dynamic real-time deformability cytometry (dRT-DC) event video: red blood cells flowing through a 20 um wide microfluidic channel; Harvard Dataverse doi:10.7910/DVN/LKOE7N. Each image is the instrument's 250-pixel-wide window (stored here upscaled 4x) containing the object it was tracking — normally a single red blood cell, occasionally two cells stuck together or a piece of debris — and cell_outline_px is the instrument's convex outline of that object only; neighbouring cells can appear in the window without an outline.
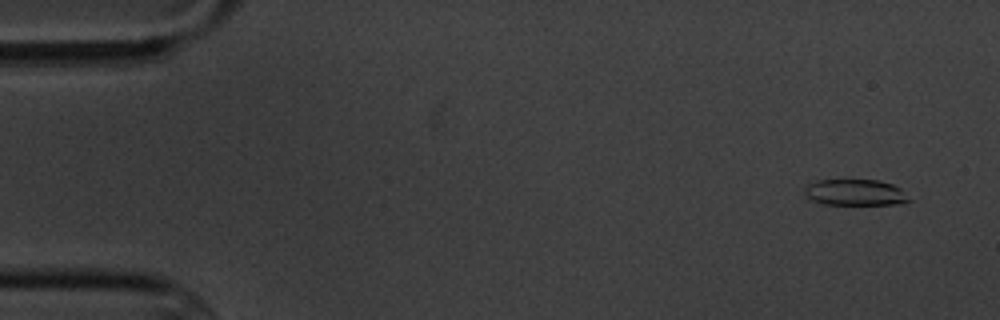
{"species": "common noctule bat (a hibernating species)", "species_latin": "Nyctalus noctula", "temperature_condition": "cold", "stored_images_in_passage": 7, "camera_frame_rate_fps": 3000, "um_per_image_px": 0.085, "animal": {"sex": "male", "body_mass_g": 20.1, "forearm_length_mm": 53.5}, "frame": {"image": 1, "passage_image": 1, "time_ms": 0.0, "image_size_px": [1000, 320], "cell_outline_px": [[912, 200], [904, 204], [824, 204], [812, 200], [804, 192], [804, 188], [808, 184], [816, 180], [880, 180], [892, 184], [900, 188]], "centroid_in_image_um": [72.72, 16.36], "position_along_channel_um": 12.3, "area_um2": 15.95}}
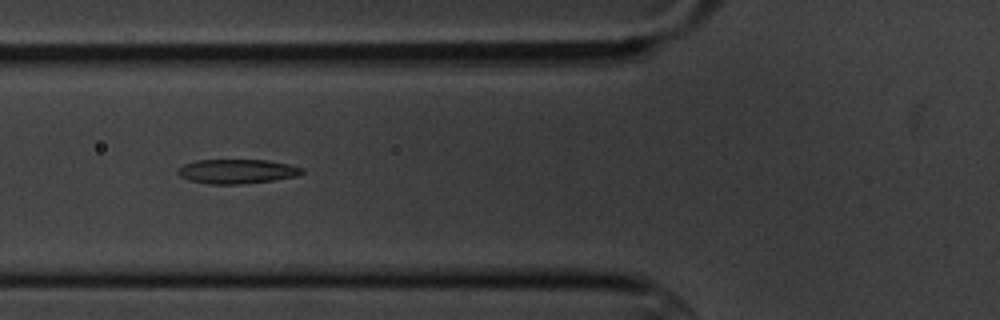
{"frame": {"image": 2, "passage_image": 6, "time_ms": 6.0, "image_size_px": [1000, 320], "cell_outline_px": [[304, 172], [300, 176], [272, 180], [240, 184], [212, 184], [188, 180], [180, 176], [176, 172], [176, 168], [184, 164], [196, 160], [268, 160], [288, 164], [304, 168]], "centroid_in_image_um": [20.14, 14.56], "position_along_channel_um": 105.7, "area_um2": 17.74}}
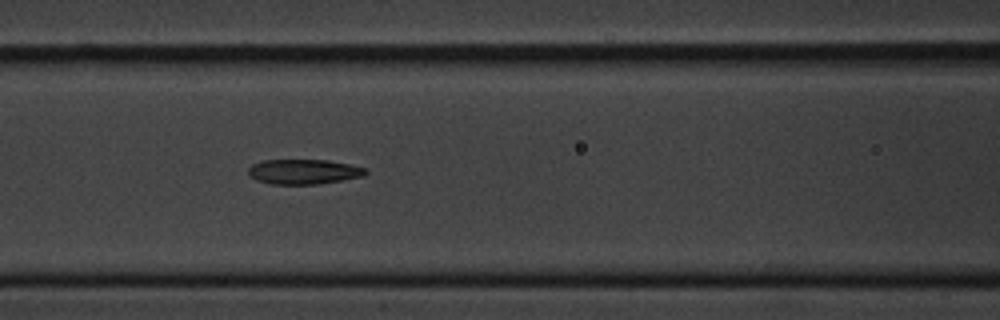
{"frame": {"image": 3, "passage_image": 7, "time_ms": 7.0, "image_size_px": [1000, 320], "cell_outline_px": [[368, 172], [364, 176], [316, 184], [272, 184], [256, 180], [248, 176], [248, 168], [252, 164], [264, 160], [328, 160], [368, 168]], "centroid_in_image_um": [25.8, 14.59], "position_along_channel_um": 140.8, "area_um2": 17.05}}